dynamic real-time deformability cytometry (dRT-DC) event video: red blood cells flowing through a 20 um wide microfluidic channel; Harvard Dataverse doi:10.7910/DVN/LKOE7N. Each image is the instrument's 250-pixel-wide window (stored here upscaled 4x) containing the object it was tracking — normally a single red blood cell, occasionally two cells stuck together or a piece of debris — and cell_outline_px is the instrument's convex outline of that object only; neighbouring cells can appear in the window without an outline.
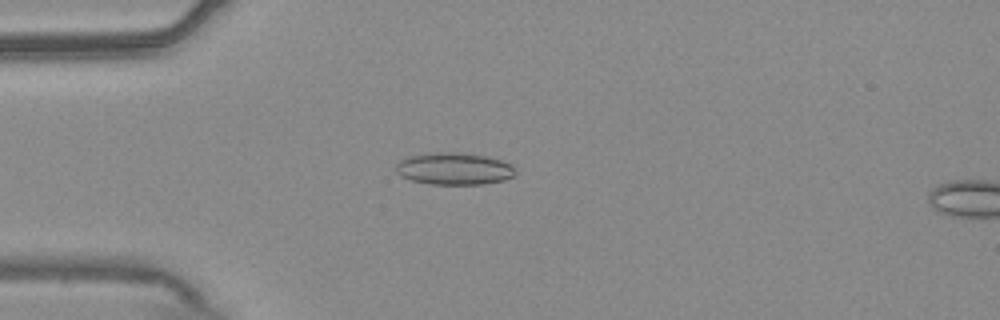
{"species": "common noctule bat (a hibernating species)", "species_latin": "Nyctalus noctula", "temperature_condition": "warm", "stored_images_in_passage": 11, "camera_frame_rate_fps": 3000, "um_per_image_px": 0.085, "animal": {"sex": "male", "body_mass_g": 20.4}, "frame": {"image": 1, "passage_image": 8, "time_ms": 2.333, "image_size_px": [1000, 320], "cell_outline_px": [[516, 172], [512, 176], [504, 180], [484, 184], [432, 184], [412, 180], [400, 176], [396, 172], [396, 164], [400, 160], [408, 156], [436, 152], [452, 152], [488, 156], [512, 164]], "centroid_in_image_um": [38.59, 14.34], "position_along_channel_um": 46.4, "area_um2": 22.31}}